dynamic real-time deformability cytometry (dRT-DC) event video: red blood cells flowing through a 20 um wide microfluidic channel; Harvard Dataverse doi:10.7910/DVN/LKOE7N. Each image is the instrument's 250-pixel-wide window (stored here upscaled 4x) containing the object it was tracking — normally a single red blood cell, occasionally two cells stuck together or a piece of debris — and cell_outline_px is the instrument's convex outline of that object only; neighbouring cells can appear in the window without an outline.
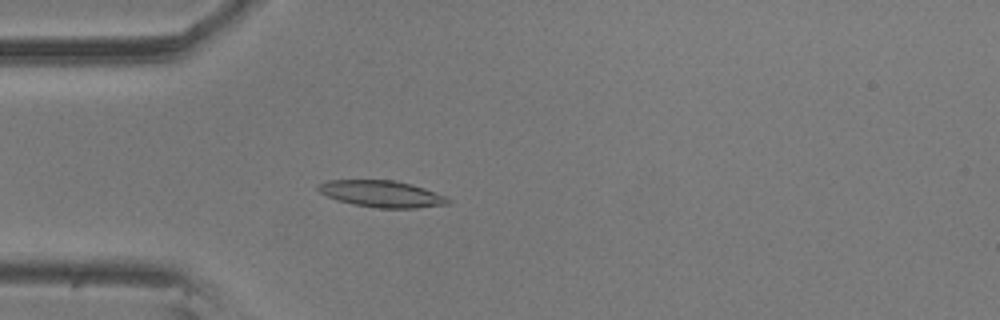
{"species": "common noctule bat (a hibernating species)", "species_latin": "Nyctalus noctula", "temperature_condition": "room temperature", "stored_images_in_passage": 57, "camera_frame_rate_fps": 3000, "um_per_image_px": 0.085, "animal": {"sex": "male", "body_mass_g": 20.5, "forearm_length_mm": 52.5}, "frame": {"image": 1, "passage_image": 16, "time_ms": 5.0, "image_size_px": [1000, 320], "cell_outline_px": [[452, 200], [448, 204], [416, 208], [376, 208], [352, 204], [336, 200], [320, 192], [316, 188], [320, 184], [328, 180], [392, 180], [412, 184], [448, 196]], "centroid_in_image_um": [32.48, 16.48], "position_along_channel_um": 52.5, "area_um2": 20.23}}
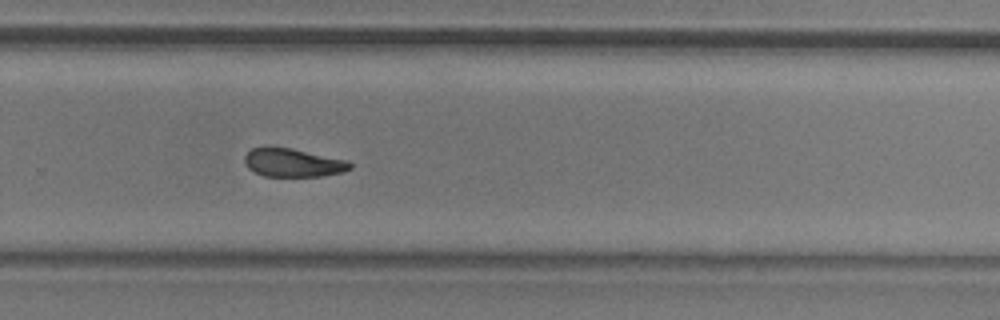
{"frame": {"image": 2, "passage_image": 38, "time_ms": 12.333, "image_size_px": [1000, 320], "cell_outline_px": [[352, 168], [344, 172], [320, 176], [264, 176], [248, 168], [244, 164], [244, 156], [252, 148], [268, 144], [292, 148], [348, 160], [352, 164]], "centroid_in_image_um": [24.87, 13.79], "position_along_channel_um": 304.9, "area_um2": 17.92}}
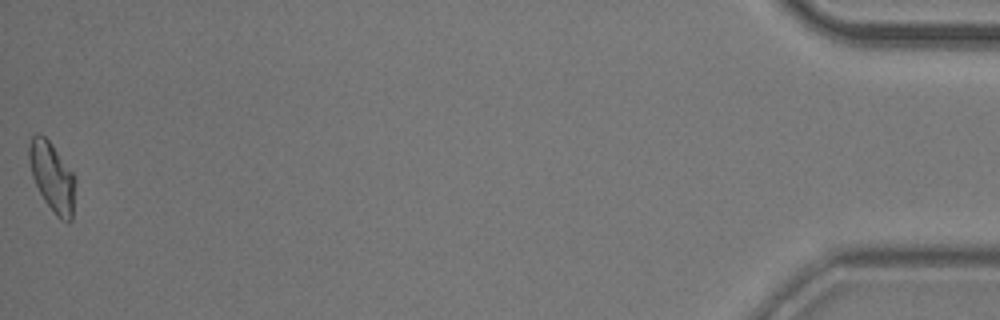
{"frame": {"image": 3, "passage_image": 57, "time_ms": 18.667, "image_size_px": [1000, 320], "cell_outline_px": [[76, 180], [72, 220], [68, 224], [60, 220], [56, 216], [44, 200], [32, 176], [28, 160], [28, 144], [32, 136], [36, 132], [44, 136], [52, 144], [76, 176]], "centroid_in_image_um": [4.45, 15.05], "position_along_channel_um": 430.8, "area_um2": 19.02}, "authors_computed_cell_mechanics": {"area_um2": 18.8428, "velocity_mm_per_s": 3.5374, "shape_relaxation_time_tau1_ms": 4.9532, "shape_relaxation_time_tau2_ms": 3.7689, "deformation_change_tau1": 0.1363, "deformation_change_tau2": 0.1015}}